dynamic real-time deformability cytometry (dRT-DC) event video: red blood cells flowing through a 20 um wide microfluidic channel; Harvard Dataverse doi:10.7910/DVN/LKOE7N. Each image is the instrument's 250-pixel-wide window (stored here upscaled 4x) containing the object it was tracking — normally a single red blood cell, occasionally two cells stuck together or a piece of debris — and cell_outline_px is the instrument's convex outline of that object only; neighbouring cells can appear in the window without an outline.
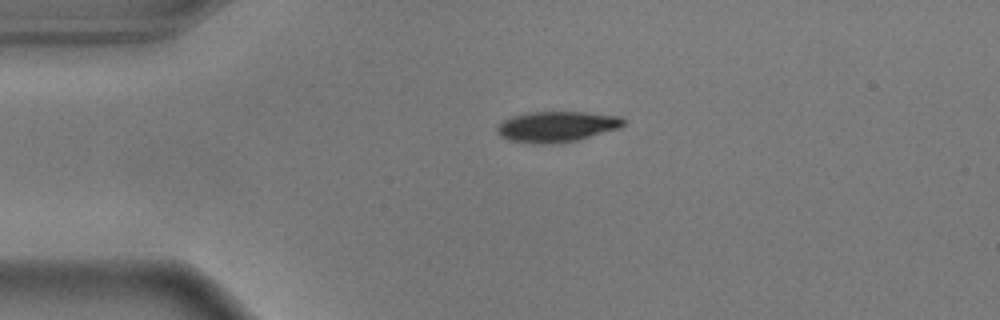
{"species": "common noctule bat (a hibernating species)", "species_latin": "Nyctalus noctula", "temperature_condition": "warm", "stored_images_in_passage": 44, "camera_frame_rate_fps": 3000, "um_per_image_px": 0.085, "animal": {"sex": "male", "body_mass_g": 17.9}, "frame": {"image": 1, "passage_image": 1, "time_ms": 0.0, "image_size_px": [1000, 320], "cell_outline_px": [[624, 124], [620, 128], [580, 140], [552, 144], [536, 144], [508, 140], [500, 136], [496, 132], [496, 128], [504, 120], [512, 116], [528, 112], [584, 112], [620, 116], [624, 120]], "centroid_in_image_um": [47.32, 10.77], "position_along_channel_um": 37.7, "area_um2": 22.77}}
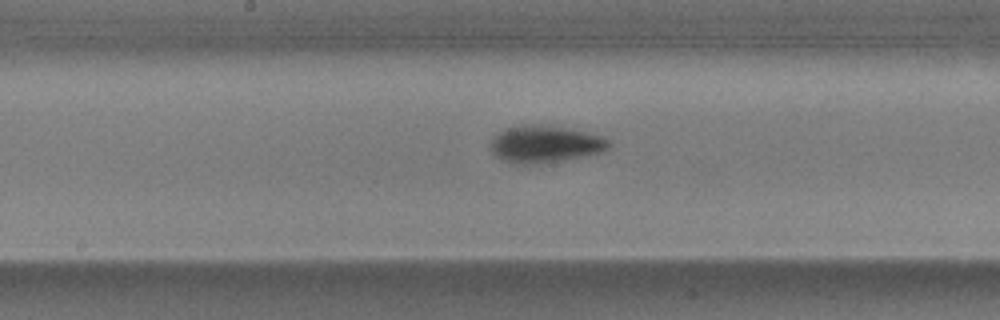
{"frame": {"image": 2, "passage_image": 17, "time_ms": 5.333, "image_size_px": [1000, 320], "cell_outline_px": [[612, 144], [604, 152], [584, 156], [532, 164], [512, 164], [496, 156], [492, 152], [492, 136], [504, 128], [520, 124], [540, 124], [588, 132], [600, 136], [608, 140]], "centroid_in_image_um": [46.31, 12.23], "position_along_channel_um": 201.9, "area_um2": 25.55}}
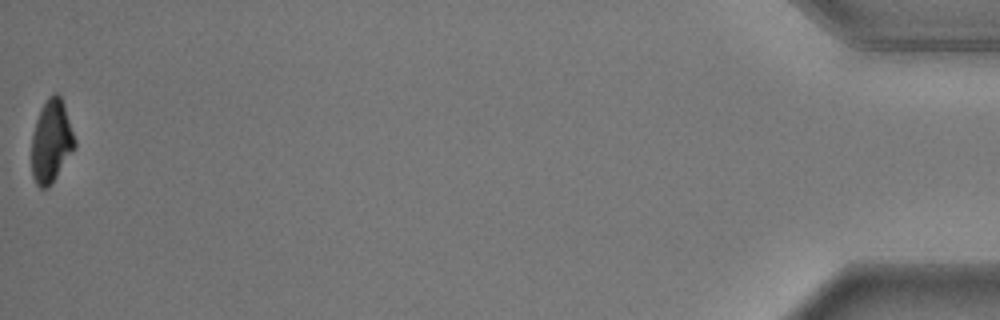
{"frame": {"image": 3, "passage_image": 44, "time_ms": 14.333, "image_size_px": [1000, 320], "cell_outline_px": [[76, 148], [48, 188], [40, 188], [36, 184], [32, 176], [32, 136], [36, 120], [40, 108], [48, 96], [52, 92], [56, 92], [60, 96], [64, 104], [76, 140]], "centroid_in_image_um": [4.37, 11.99], "position_along_channel_um": 430.8, "area_um2": 20.98}, "authors_computed_cell_mechanics": {"area_um2": 23.8714, "velocity_mm_per_s": 3.6466, "shape_relaxation_time_tau1_ms": 2.161, "shape_relaxation_time_tau2_ms": null, "deformation_change_tau1": 0.1508, "deformation_change_tau2": null}}